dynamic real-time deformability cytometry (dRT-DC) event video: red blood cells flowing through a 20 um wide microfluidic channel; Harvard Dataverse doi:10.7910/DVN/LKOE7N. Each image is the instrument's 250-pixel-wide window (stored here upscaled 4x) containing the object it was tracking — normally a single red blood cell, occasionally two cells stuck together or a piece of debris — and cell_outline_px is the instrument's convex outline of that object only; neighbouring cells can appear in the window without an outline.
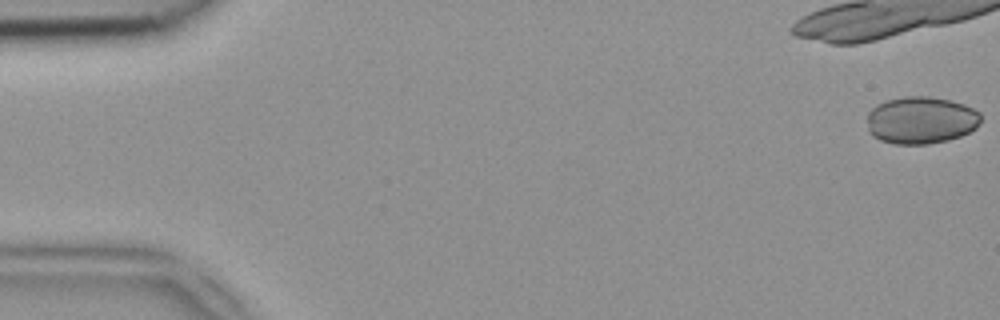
{"species": "common noctule bat (a hibernating species)", "species_latin": "Nyctalus noctula", "temperature_condition": "room temperature", "stored_images_in_passage": 20, "camera_frame_rate_fps": 3000, "um_per_image_px": 0.085, "animal": {"sex": "female", "body_mass_g": 18.4}, "frame": {"image": 1, "passage_image": 1, "time_ms": 0.0, "image_size_px": [1000, 320], "cell_outline_px": [[980, 120], [976, 128], [960, 136], [948, 140], [928, 144], [892, 144], [880, 140], [872, 136], [868, 132], [868, 112], [876, 104], [884, 100], [904, 96], [928, 96], [948, 100], [964, 104], [980, 112]], "centroid_in_image_um": [78.25, 10.21], "position_along_channel_um": 6.8, "area_um2": 31.56}}